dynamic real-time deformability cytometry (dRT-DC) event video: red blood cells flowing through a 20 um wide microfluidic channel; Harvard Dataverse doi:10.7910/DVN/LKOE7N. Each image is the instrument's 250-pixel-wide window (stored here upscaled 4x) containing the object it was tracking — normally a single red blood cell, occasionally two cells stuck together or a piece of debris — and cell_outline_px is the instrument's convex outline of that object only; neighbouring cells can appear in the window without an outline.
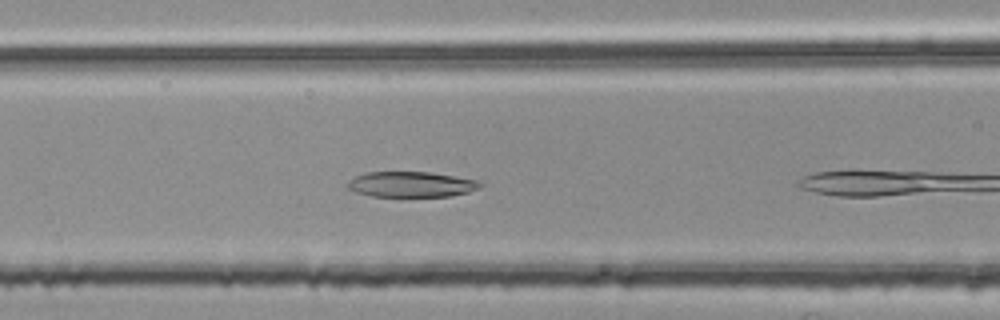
{"species": "common noctule bat (a hibernating species)", "species_latin": "Nyctalus noctula", "temperature_condition": "room temperature", "stored_images_in_passage": 7, "camera_frame_rate_fps": 3000, "um_per_image_px": 0.085, "animal": {"sex": "female", "body_mass_g": 25.1}, "frame": {"image": 1, "passage_image": 6, "time_ms": 1.667, "image_size_px": [1000, 320], "cell_outline_px": [[484, 184], [480, 188], [468, 192], [452, 196], [372, 196], [356, 192], [348, 188], [344, 184], [348, 180], [356, 176], [368, 172], [428, 172], [480, 180]], "centroid_in_image_um": [34.97, 15.67], "position_along_channel_um": 131.6, "area_um2": 19.77}}